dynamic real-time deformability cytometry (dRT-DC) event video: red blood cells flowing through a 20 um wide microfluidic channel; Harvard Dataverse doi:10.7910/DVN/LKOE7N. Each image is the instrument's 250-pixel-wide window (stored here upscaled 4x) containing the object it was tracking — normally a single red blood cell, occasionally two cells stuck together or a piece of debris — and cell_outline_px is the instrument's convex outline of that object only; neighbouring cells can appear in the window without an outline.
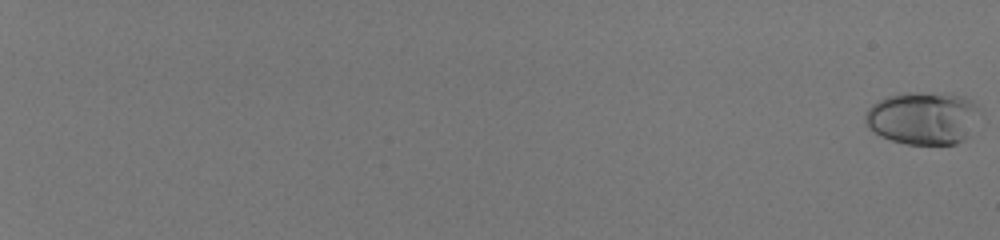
{"species": "human", "species_latin": "Homo sapiens", "temperature_condition": "room temperature", "stored_images_in_passage": 59, "camera_frame_rate_fps": 3000, "um_per_image_px": 0.085, "donor": {"sex": "male"}, "frame": {"image": 1, "passage_image": 1, "time_ms": 0.0, "image_size_px": [1000, 240], "cell_outline_px": [[984, 116], [968, 136], [964, 140], [956, 144], [904, 144], [880, 136], [868, 128], [864, 124], [864, 116], [868, 108], [872, 104], [888, 96], [904, 92], [916, 92], [964, 96], [972, 100], [984, 112]], "centroid_in_image_um": [78.52, 10.04], "position_along_channel_um": 6.5, "area_um2": 36.07}}
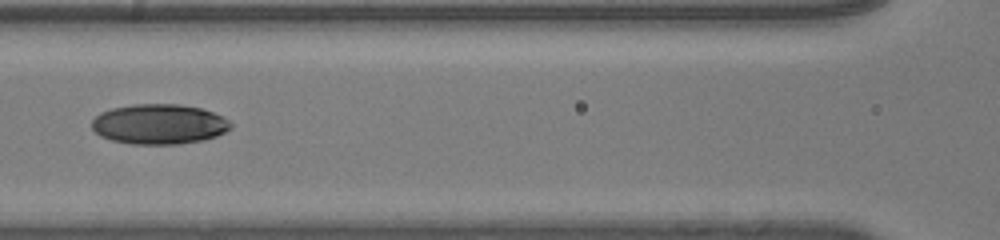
{"frame": {"image": 2, "passage_image": 35, "time_ms": 11.333, "image_size_px": [1000, 240], "cell_outline_px": [[232, 128], [216, 136], [204, 140], [180, 144], [132, 144], [112, 140], [100, 136], [92, 128], [92, 120], [100, 112], [112, 108], [132, 104], [180, 104], [200, 108], [224, 116], [232, 124]], "centroid_in_image_um": [13.53, 10.55], "position_along_channel_um": 153.1, "area_um2": 32.6}}
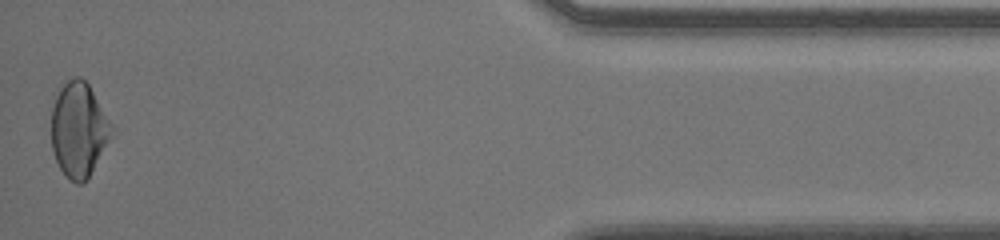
{"frame": {"image": 3, "passage_image": 59, "time_ms": 19.333, "image_size_px": [1000, 240], "cell_outline_px": [[116, 132], [84, 184], [76, 184], [60, 168], [56, 160], [52, 148], [52, 108], [56, 96], [60, 88], [68, 80], [76, 76], [80, 76], [88, 84], [112, 124]], "centroid_in_image_um": [6.73, 11.03], "position_along_channel_um": 428.5, "area_um2": 33.18}, "authors_computed_cell_mechanics": {"area_um2": 32.079, "velocity_mm_per_s": 4.0672, "shape_relaxation_time_tau1_ms": 6.9462, "shape_relaxation_time_tau2_ms": 2.5592, "deformation_change_tau1": 0.187, "deformation_change_tau2": 0.0528}}